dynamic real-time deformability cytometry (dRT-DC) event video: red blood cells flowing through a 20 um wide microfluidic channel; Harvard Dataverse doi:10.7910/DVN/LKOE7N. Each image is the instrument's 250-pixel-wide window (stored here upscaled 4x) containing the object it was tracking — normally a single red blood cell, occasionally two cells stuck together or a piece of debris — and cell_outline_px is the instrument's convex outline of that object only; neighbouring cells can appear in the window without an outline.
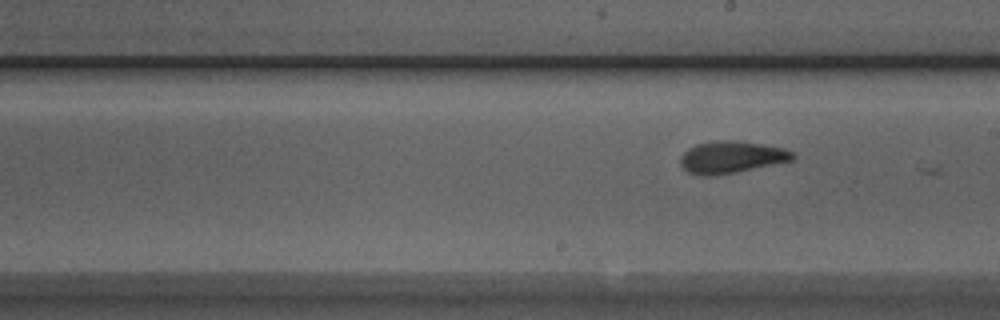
{"species": "Egyptian fruit bat (a non-hibernating species)", "species_latin": "Rousettus aegyptiacus", "temperature_condition": "room temperature", "stored_images_in_passage": 10, "segment_of_instrument_passage": [2, 2], "camera_frame_rate_fps": 3000, "um_per_image_px": 0.085, "animal": {"sex": "male"}, "frame": {"image": 1, "passage_image": 10, "time_ms": 3.0, "image_size_px": [1000, 320], "cell_outline_px": [[796, 156], [792, 160], [736, 172], [716, 176], [700, 176], [688, 172], [680, 164], [680, 156], [688, 148], [696, 144], [716, 140], [732, 140], [760, 144], [784, 148], [792, 152]], "centroid_in_image_um": [62.12, 13.36], "position_along_channel_um": 226.9, "area_um2": 20.92}}